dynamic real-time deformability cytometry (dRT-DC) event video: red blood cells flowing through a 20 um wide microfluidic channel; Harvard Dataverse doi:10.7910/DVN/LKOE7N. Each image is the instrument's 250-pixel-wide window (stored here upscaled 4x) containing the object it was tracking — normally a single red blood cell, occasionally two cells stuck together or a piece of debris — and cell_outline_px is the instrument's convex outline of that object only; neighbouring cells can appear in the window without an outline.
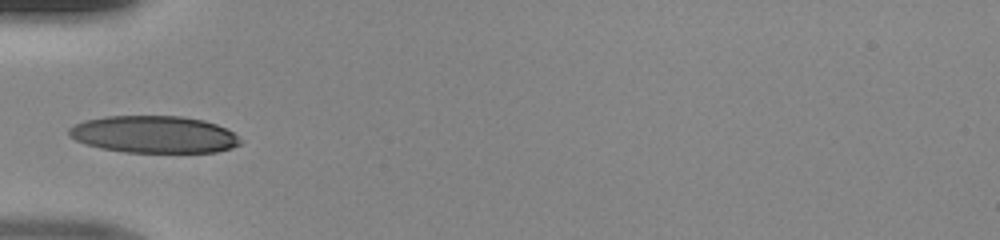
{"species": "human", "species_latin": "Homo sapiens", "temperature_condition": "room temperature", "stored_images_in_passage": 32, "camera_frame_rate_fps": 3000, "um_per_image_px": 0.085, "donor": {"sex": "male"}, "frame": {"image": 1, "passage_image": 1, "time_ms": 0.0, "image_size_px": [1000, 240], "cell_outline_px": [[240, 144], [232, 148], [216, 152], [124, 152], [100, 148], [76, 140], [68, 136], [68, 128], [84, 120], [104, 116], [180, 116], [204, 120], [216, 124], [232, 132], [240, 140]], "centroid_in_image_um": [13.06, 11.42], "position_along_channel_um": 71.9, "area_um2": 36.99}}
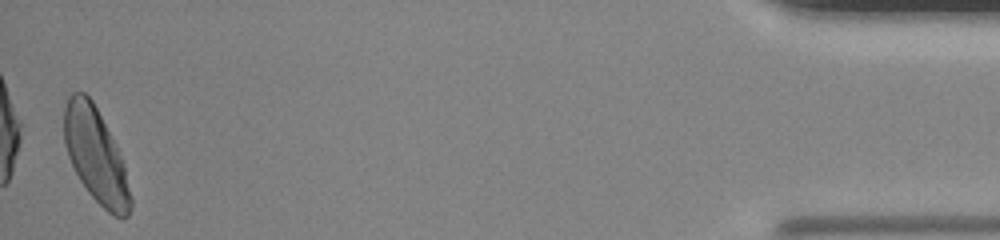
{"frame": {"image": 2, "passage_image": 32, "time_ms": 10.333, "image_size_px": [1000, 240], "cell_outline_px": [[132, 208], [128, 216], [124, 220], [108, 212], [88, 192], [80, 180], [68, 156], [64, 144], [64, 108], [68, 96], [72, 92], [84, 92], [92, 100], [124, 164], [132, 200]], "centroid_in_image_um": [8.13, 13.24], "position_along_channel_um": 427.1, "area_um2": 36.01}}